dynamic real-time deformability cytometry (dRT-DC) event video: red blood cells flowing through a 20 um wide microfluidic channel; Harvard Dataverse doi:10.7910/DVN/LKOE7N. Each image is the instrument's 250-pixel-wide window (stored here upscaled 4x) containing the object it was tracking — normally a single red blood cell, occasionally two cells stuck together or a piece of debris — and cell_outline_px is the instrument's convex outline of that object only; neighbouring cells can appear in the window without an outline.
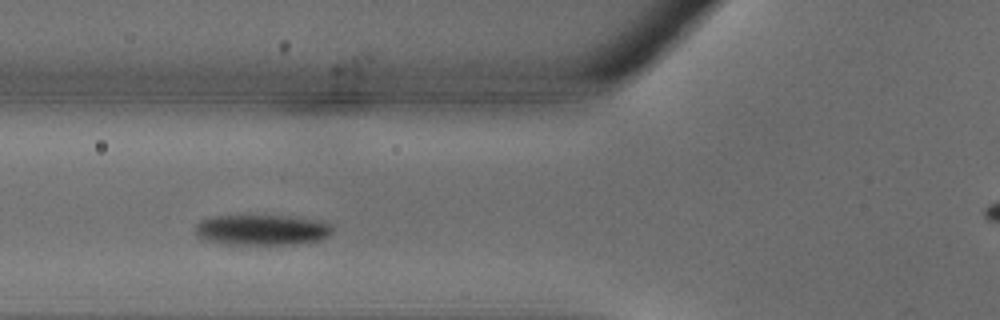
{"species": "common noctule bat (a hibernating species)", "species_latin": "Nyctalus noctula", "temperature_condition": "warm", "stored_images_in_passage": 25, "camera_frame_rate_fps": 3000, "um_per_image_px": 0.085, "animal": {"sex": "male", "body_mass_g": 18.8}, "frame": {"image": 1, "passage_image": 4, "time_ms": 1.0, "image_size_px": [1000, 320], "cell_outline_px": [[332, 232], [324, 240], [300, 244], [224, 244], [204, 240], [196, 232], [196, 224], [200, 220], [212, 216], [284, 216], [324, 220], [332, 228]], "centroid_in_image_um": [22.31, 19.55], "position_along_channel_um": 103.5, "area_um2": 24.57}}
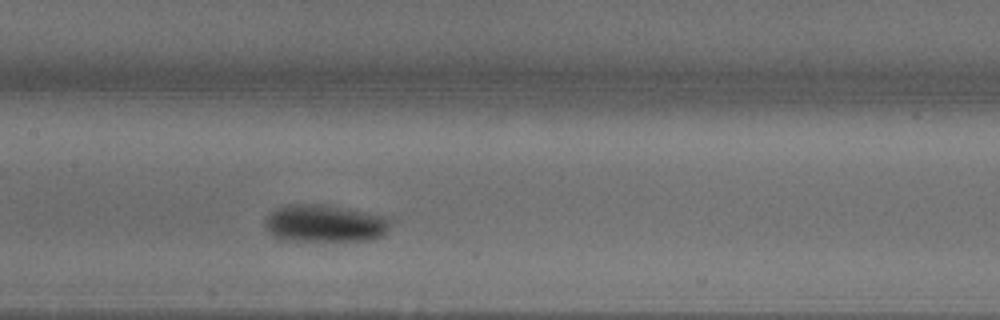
{"frame": {"image": 2, "passage_image": 8, "time_ms": 2.333, "image_size_px": [1000, 320], "cell_outline_px": [[388, 228], [380, 236], [368, 240], [288, 240], [276, 236], [268, 232], [264, 228], [264, 220], [276, 208], [288, 204], [320, 204], [388, 216]], "centroid_in_image_um": [27.55, 18.98], "position_along_channel_um": 179.8, "area_um2": 26.82}}
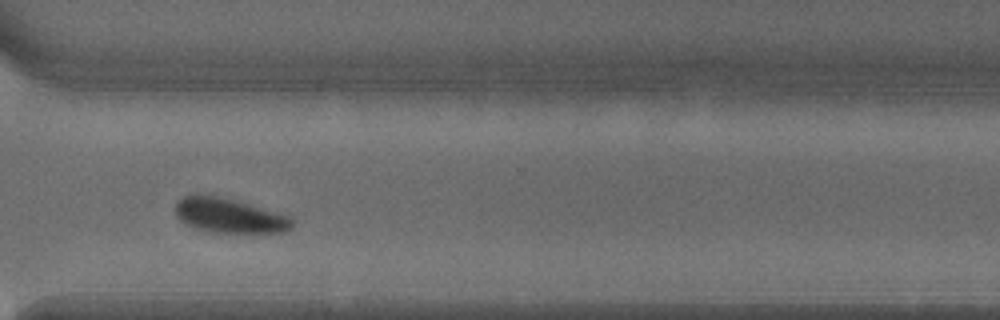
{"frame": {"image": 3, "passage_image": 17, "time_ms": 5.333, "image_size_px": [1000, 320], "cell_outline_px": [[296, 220], [292, 228], [284, 232], [208, 232], [192, 228], [184, 224], [176, 216], [176, 200], [180, 196], [192, 192], [200, 192], [220, 196], [292, 216]], "centroid_in_image_um": [19.43, 18.29], "position_along_channel_um": 351.2, "area_um2": 24.39}}